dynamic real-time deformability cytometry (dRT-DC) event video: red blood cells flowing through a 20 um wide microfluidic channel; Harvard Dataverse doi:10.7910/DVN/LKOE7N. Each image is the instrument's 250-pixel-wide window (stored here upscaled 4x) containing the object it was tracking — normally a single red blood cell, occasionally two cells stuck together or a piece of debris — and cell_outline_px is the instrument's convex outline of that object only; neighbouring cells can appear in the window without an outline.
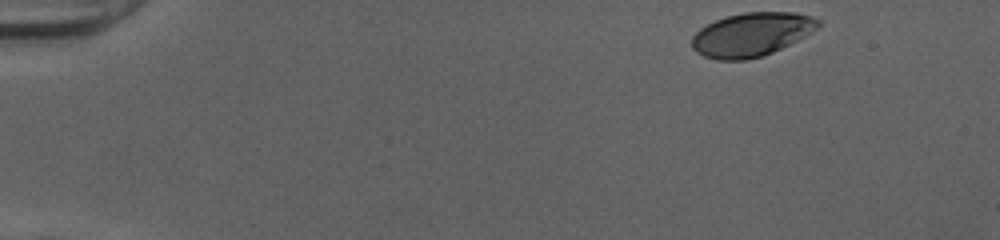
{"species": "human", "species_latin": "Homo sapiens", "temperature_condition": "cold", "stored_images_in_passage": 46, "camera_frame_rate_fps": 3000, "um_per_image_px": 0.085, "donor": {"sex": "female"}, "frame": {"image": 1, "passage_image": 1, "time_ms": 0.0, "image_size_px": [1000, 240], "cell_outline_px": [[820, 24], [812, 32], [772, 52], [760, 56], [744, 60], [716, 60], [704, 56], [696, 52], [692, 48], [692, 36], [700, 28], [716, 20], [728, 16], [744, 12], [796, 12], [812, 16], [820, 20]], "centroid_in_image_um": [63.86, 2.92], "position_along_channel_um": 21.1, "area_um2": 31.91}}
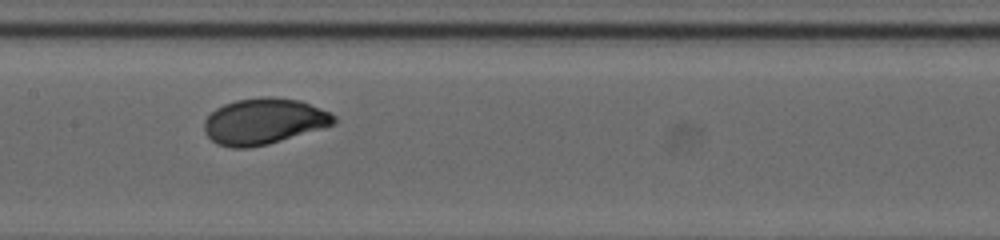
{"frame": {"image": 2, "passage_image": 22, "time_ms": 7.0, "image_size_px": [1000, 240], "cell_outline_px": [[336, 124], [324, 128], [268, 144], [248, 148], [232, 148], [216, 144], [204, 132], [204, 120], [216, 108], [224, 104], [236, 100], [260, 96], [268, 96], [300, 100], [328, 112], [336, 116]], "centroid_in_image_um": [22.42, 10.31], "position_along_channel_um": 185.0, "area_um2": 34.91}}
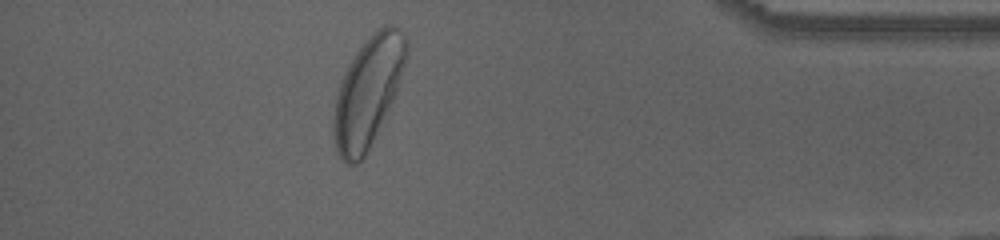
{"frame": {"image": 3, "passage_image": 41, "time_ms": 13.333, "image_size_px": [1000, 240], "cell_outline_px": [[408, 52], [392, 100], [384, 120], [364, 160], [360, 164], [348, 164], [340, 156], [336, 148], [332, 132], [332, 120], [336, 96], [344, 72], [356, 52], [372, 32], [384, 24], [392, 24], [404, 36], [408, 44]], "centroid_in_image_um": [31.25, 7.85], "position_along_channel_um": 403.9, "area_um2": 46.18}, "authors_computed_cell_mechanics": {"area_um2": 34.4777, "velocity_mm_per_s": 3.998, "shape_relaxation_time_tau1_ms": 2.3802, "shape_relaxation_time_tau2_ms": null, "deformation_change_tau1": 0.1635, "deformation_change_tau2": null}}